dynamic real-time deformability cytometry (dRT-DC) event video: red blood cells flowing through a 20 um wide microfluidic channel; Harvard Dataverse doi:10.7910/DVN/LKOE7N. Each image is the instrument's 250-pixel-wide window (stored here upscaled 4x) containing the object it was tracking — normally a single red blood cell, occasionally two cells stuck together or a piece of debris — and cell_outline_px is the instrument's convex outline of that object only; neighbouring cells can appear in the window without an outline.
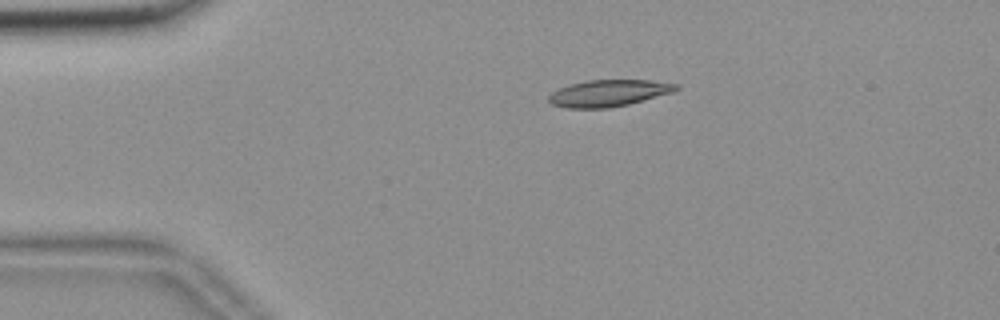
{"species": "common noctule bat (a hibernating species)", "species_latin": "Nyctalus noctula", "temperature_condition": "room temperature", "stored_images_in_passage": 45, "camera_frame_rate_fps": 3000, "um_per_image_px": 0.085, "animal": {"sex": "female", "body_mass_g": 18.4}, "frame": {"image": 1, "passage_image": 1, "time_ms": 0.0, "image_size_px": [1000, 320], "cell_outline_px": [[680, 88], [676, 92], [628, 104], [608, 108], [568, 108], [552, 104], [548, 100], [548, 96], [552, 92], [560, 88], [572, 84], [588, 80], [648, 80], [680, 84]], "centroid_in_image_um": [51.8, 7.91], "position_along_channel_um": 33.2, "area_um2": 19.83}}
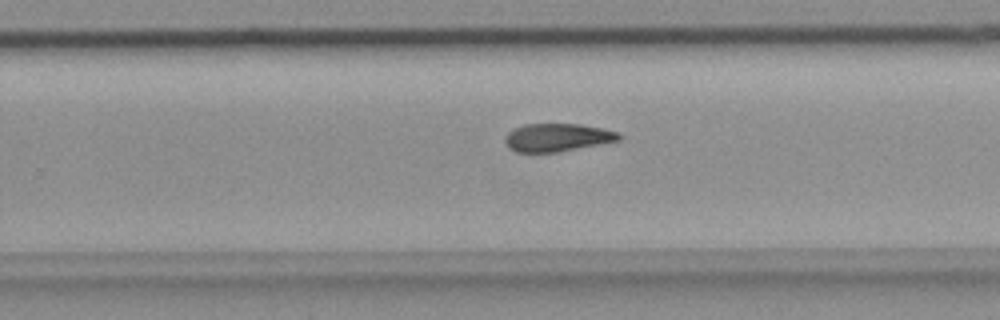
{"frame": {"image": 2, "passage_image": 25, "time_ms": 8.0, "image_size_px": [1000, 320], "cell_outline_px": [[624, 136], [620, 140], [600, 144], [556, 152], [516, 152], [508, 148], [504, 140], [504, 136], [512, 128], [524, 124], [580, 124], [604, 128], [620, 132]], "centroid_in_image_um": [47.37, 11.67], "position_along_channel_um": 282.4, "area_um2": 18.84}}
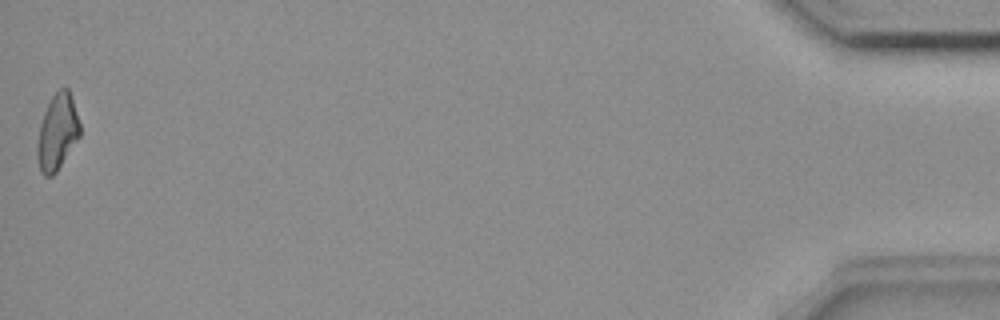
{"frame": {"image": 3, "passage_image": 45, "time_ms": 14.667, "image_size_px": [1000, 320], "cell_outline_px": [[80, 136], [56, 172], [52, 176], [44, 176], [40, 172], [36, 156], [36, 148], [40, 124], [44, 112], [52, 96], [60, 88], [68, 88], [80, 124]], "centroid_in_image_um": [4.85, 11.26], "position_along_channel_um": 430.4, "area_um2": 18.73}}